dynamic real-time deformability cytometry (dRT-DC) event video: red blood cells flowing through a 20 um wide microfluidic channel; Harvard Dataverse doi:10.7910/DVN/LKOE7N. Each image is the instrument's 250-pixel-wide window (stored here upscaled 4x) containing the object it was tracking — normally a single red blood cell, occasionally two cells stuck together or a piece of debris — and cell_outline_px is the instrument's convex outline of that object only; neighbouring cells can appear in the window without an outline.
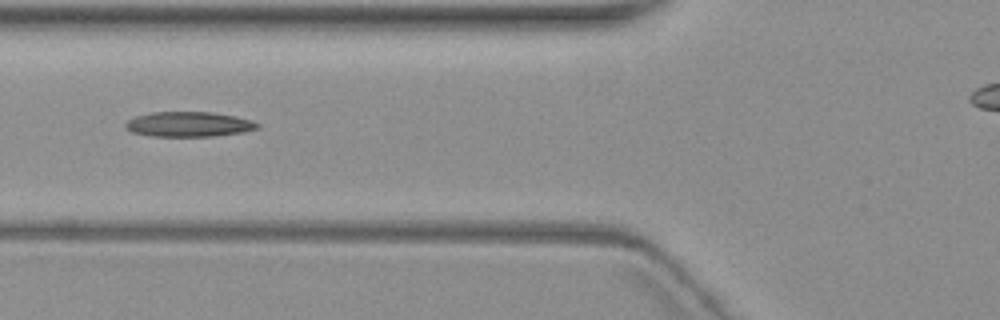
{"species": "common noctule bat (a hibernating species)", "species_latin": "Nyctalus noctula", "temperature_condition": "warm", "stored_images_in_passage": 11, "camera_frame_rate_fps": 3000, "um_per_image_px": 0.085, "animal": {"sex": "female", "body_mass_g": 19.3, "forearm_length_mm": 54.1}, "frame": {"image": 1, "passage_image": 2, "time_ms": 1.333, "image_size_px": [1000, 320], "cell_outline_px": [[260, 128], [244, 132], [212, 136], [152, 136], [132, 132], [124, 124], [128, 120], [136, 116], [152, 112], [212, 112], [236, 116], [252, 120], [260, 124]], "centroid_in_image_um": [16.1, 10.56], "position_along_channel_um": 109.7, "area_um2": 19.19}}
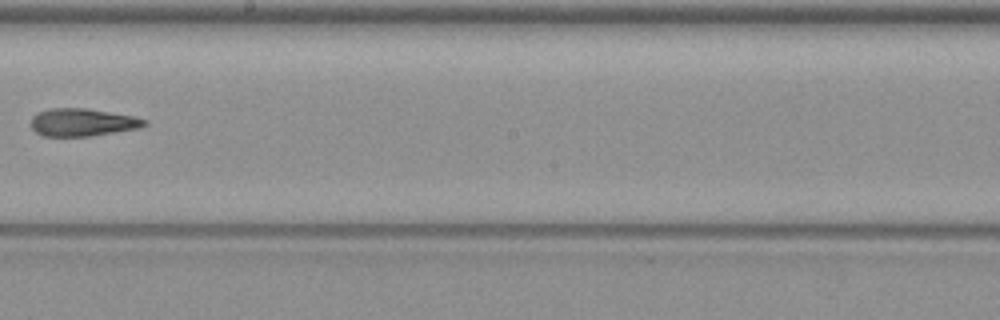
{"frame": {"image": 2, "passage_image": 5, "time_ms": 5.0, "image_size_px": [1000, 320], "cell_outline_px": [[148, 124], [140, 128], [88, 136], [44, 136], [36, 132], [32, 128], [32, 116], [36, 112], [52, 108], [84, 108], [132, 116], [148, 120]], "centroid_in_image_um": [7.0, 10.39], "position_along_channel_um": 241.2, "area_um2": 18.15}}
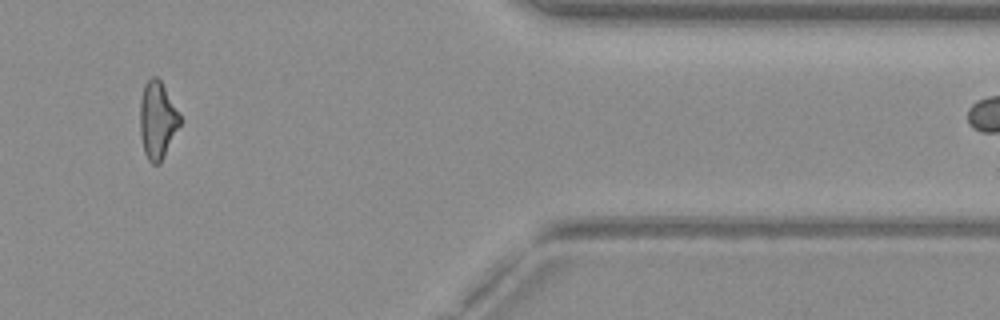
{"frame": {"image": 3, "passage_image": 9, "time_ms": 10.333, "image_size_px": [1000, 320], "cell_outline_px": [[180, 124], [160, 164], [152, 164], [148, 160], [144, 152], [140, 136], [140, 100], [144, 84], [152, 76], [156, 76], [160, 80], [180, 116]], "centroid_in_image_um": [13.35, 10.23], "position_along_channel_um": 398.1, "area_um2": 17.74}, "authors_computed_cell_mechanics": {"area_um2": 18.4382, "velocity_mm_per_s": 3.5927, "shape_relaxation_time_tau1_ms": null, "shape_relaxation_time_tau2_ms": 3.4793, "deformation_change_tau1": null, "deformation_change_tau2": 0.1296}}